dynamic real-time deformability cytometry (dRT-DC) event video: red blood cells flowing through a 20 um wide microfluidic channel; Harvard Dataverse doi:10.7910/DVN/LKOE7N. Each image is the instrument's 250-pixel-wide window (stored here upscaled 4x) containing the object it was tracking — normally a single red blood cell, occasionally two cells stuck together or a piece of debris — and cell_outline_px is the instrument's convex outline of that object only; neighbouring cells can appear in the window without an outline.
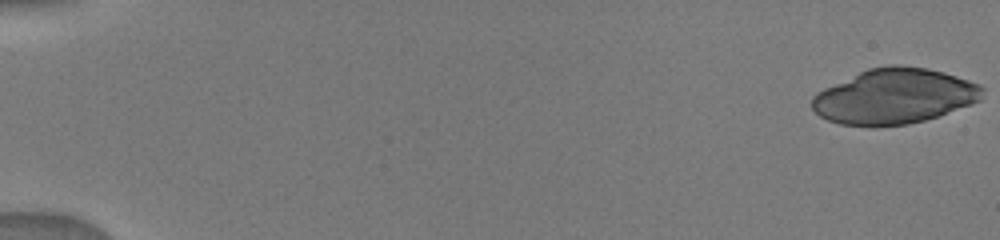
{"species": "human", "species_latin": "Homo sapiens", "temperature_condition": "warm", "stored_images_in_passage": 23, "camera_frame_rate_fps": 3000, "um_per_image_px": 0.085, "donor": {"sex": "male"}, "frame": {"image": 1, "passage_image": 1, "time_ms": 0.0, "image_size_px": [1000, 240], "cell_outline_px": [[984, 88], [980, 100], [972, 104], [924, 120], [908, 124], [876, 128], [872, 128], [840, 124], [828, 120], [820, 116], [812, 108], [812, 96], [816, 92], [824, 88], [868, 68], [888, 64], [900, 64], [928, 68], [944, 72], [980, 84]], "centroid_in_image_um": [76.0, 8.19], "position_along_channel_um": 9.0, "area_um2": 55.37}}